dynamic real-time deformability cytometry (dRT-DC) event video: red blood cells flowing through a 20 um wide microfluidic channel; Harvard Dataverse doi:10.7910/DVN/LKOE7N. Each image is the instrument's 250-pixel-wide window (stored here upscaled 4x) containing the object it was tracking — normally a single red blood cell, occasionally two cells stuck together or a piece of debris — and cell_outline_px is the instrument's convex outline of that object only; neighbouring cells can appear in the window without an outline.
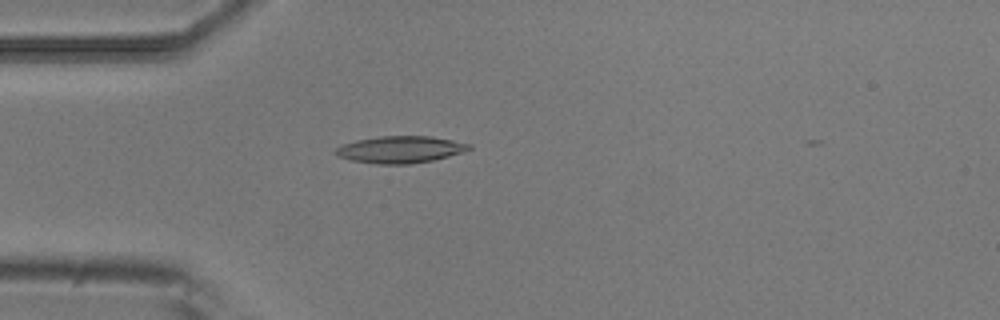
{"species": "common noctule bat (a hibernating species)", "species_latin": "Nyctalus noctula", "temperature_condition": "room temperature", "stored_images_in_passage": 3, "camera_frame_rate_fps": 3000, "um_per_image_px": 0.085, "animal": {"sex": "male", "body_mass_g": 20.5, "forearm_length_mm": 52.5}, "frame": {"image": 1, "passage_image": 3, "time_ms": 0.667, "image_size_px": [1000, 320], "cell_outline_px": [[472, 148], [448, 156], [432, 160], [408, 164], [376, 164], [352, 160], [336, 156], [332, 152], [340, 144], [356, 140], [380, 136], [432, 136], [472, 144]], "centroid_in_image_um": [33.96, 12.7], "position_along_channel_um": 51.0, "area_um2": 20.98}}